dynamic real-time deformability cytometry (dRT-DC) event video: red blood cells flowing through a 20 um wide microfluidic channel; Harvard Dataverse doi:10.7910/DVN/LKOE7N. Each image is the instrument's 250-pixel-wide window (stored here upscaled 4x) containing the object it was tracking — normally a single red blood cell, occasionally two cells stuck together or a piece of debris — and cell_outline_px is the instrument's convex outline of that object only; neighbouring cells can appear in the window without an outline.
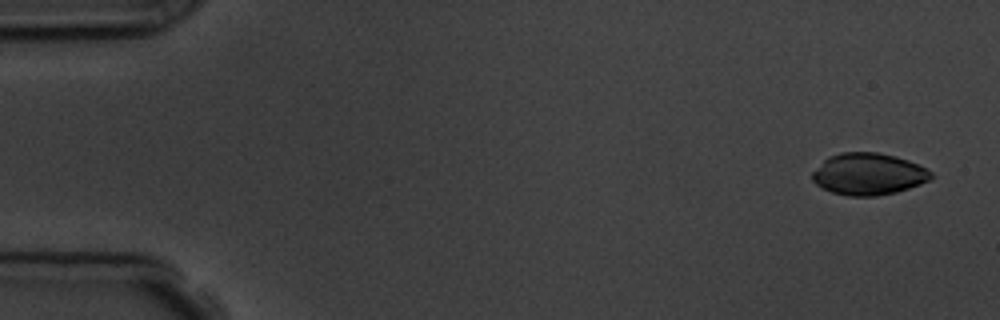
{"species": "common noctule bat (a hibernating species)", "species_latin": "Nyctalus noctula", "temperature_condition": "room temperature", "stored_images_in_passage": 6, "segment_of_instrument_passage": [1, 2], "camera_frame_rate_fps": 3000, "um_per_image_px": 0.085, "animal": {"sex": "male", "body_mass_g": 19.5, "forearm_length_mm": 54.6}, "frame": {"image": 1, "passage_image": 1, "time_ms": 0.0, "image_size_px": [1000, 320], "cell_outline_px": [[932, 176], [928, 180], [920, 184], [896, 192], [876, 196], [848, 196], [832, 192], [816, 184], [812, 180], [812, 172], [828, 156], [840, 152], [876, 152], [896, 156], [908, 160], [932, 172]], "centroid_in_image_um": [73.79, 14.79], "position_along_channel_um": 11.2, "area_um2": 28.78}}
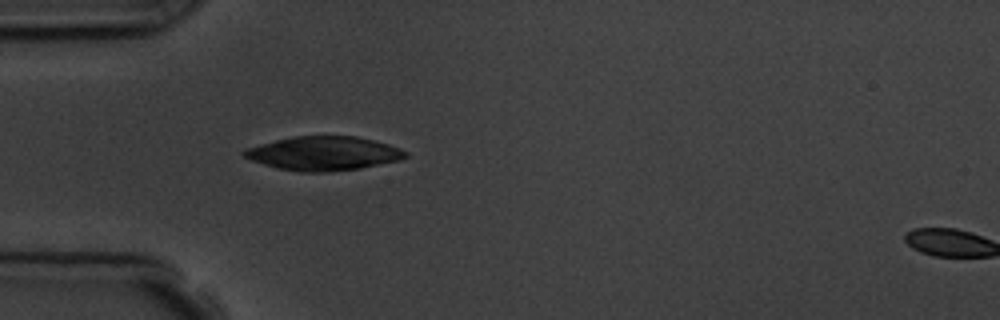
{"frame": {"image": 2, "passage_image": 5, "time_ms": 4.667, "image_size_px": [1000, 320], "cell_outline_px": [[408, 156], [400, 160], [360, 168], [324, 172], [300, 172], [276, 168], [252, 160], [244, 156], [240, 152], [244, 148], [292, 136], [356, 136], [388, 144], [400, 148], [408, 152]], "centroid_in_image_um": [27.49, 13.04], "position_along_channel_um": 57.5, "area_um2": 31.91}}